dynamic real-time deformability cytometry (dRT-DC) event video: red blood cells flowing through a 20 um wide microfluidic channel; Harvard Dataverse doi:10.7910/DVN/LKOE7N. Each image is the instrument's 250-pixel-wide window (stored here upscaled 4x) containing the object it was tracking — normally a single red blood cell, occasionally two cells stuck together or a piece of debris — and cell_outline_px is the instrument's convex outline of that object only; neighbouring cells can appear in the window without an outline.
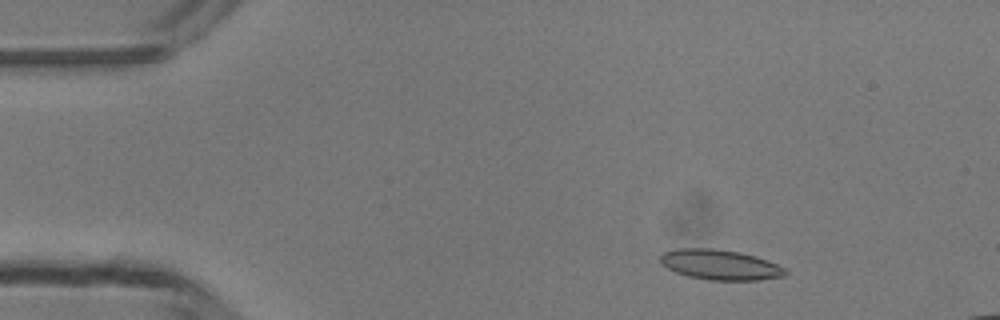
{"species": "common noctule bat (a hibernating species)", "species_latin": "Nyctalus noctula", "temperature_condition": "room temperature", "stored_images_in_passage": 48, "camera_frame_rate_fps": 3000, "um_per_image_px": 0.085, "animal": {"sex": "male", "body_mass_g": 13.3}, "frame": {"image": 1, "passage_image": 6, "time_ms": 1.667, "image_size_px": [1000, 320], "cell_outline_px": [[788, 272], [784, 276], [756, 280], [708, 280], [688, 276], [676, 272], [660, 264], [660, 256], [664, 252], [676, 248], [712, 248], [740, 252], [756, 256], [768, 260], [788, 268]], "centroid_in_image_um": [61.23, 22.5], "position_along_channel_um": 23.8, "area_um2": 22.2}}
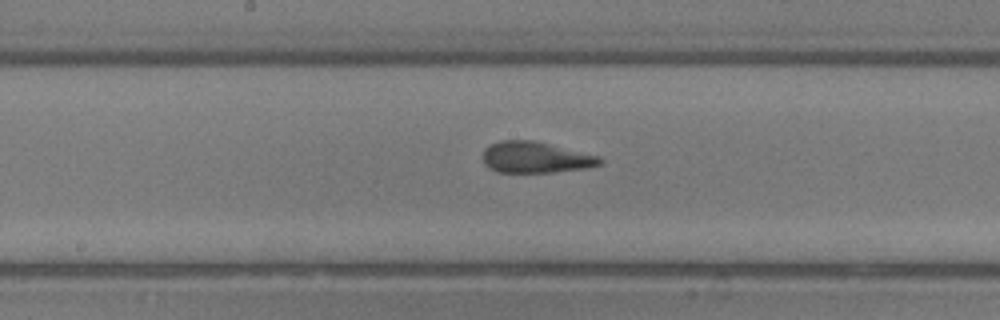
{"frame": {"image": 2, "passage_image": 24, "time_ms": 7.667, "image_size_px": [1000, 320], "cell_outline_px": [[604, 164], [588, 168], [552, 172], [496, 172], [488, 168], [484, 164], [484, 148], [500, 140], [532, 140], [600, 156], [604, 160]], "centroid_in_image_um": [45.55, 13.38], "position_along_channel_um": 202.6, "area_um2": 21.33}}
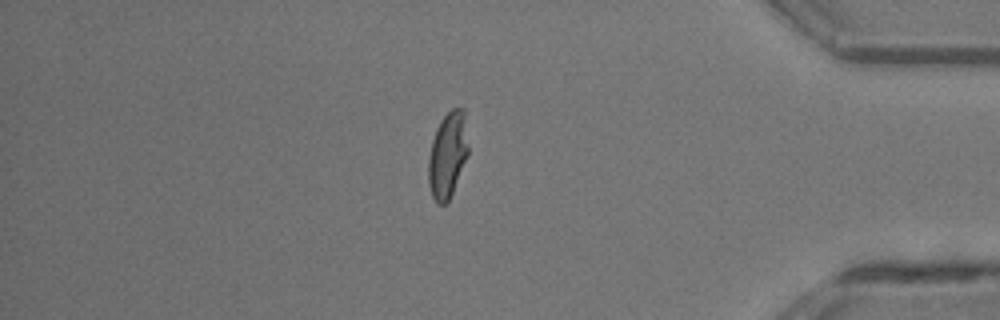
{"frame": {"image": 3, "passage_image": 41, "time_ms": 13.333, "image_size_px": [1000, 320], "cell_outline_px": [[468, 156], [452, 192], [448, 200], [444, 204], [436, 204], [432, 196], [428, 184], [428, 160], [432, 140], [436, 128], [440, 120], [452, 108], [464, 108], [468, 144]], "centroid_in_image_um": [38.04, 13.16], "position_along_channel_um": 397.2, "area_um2": 20.0}}